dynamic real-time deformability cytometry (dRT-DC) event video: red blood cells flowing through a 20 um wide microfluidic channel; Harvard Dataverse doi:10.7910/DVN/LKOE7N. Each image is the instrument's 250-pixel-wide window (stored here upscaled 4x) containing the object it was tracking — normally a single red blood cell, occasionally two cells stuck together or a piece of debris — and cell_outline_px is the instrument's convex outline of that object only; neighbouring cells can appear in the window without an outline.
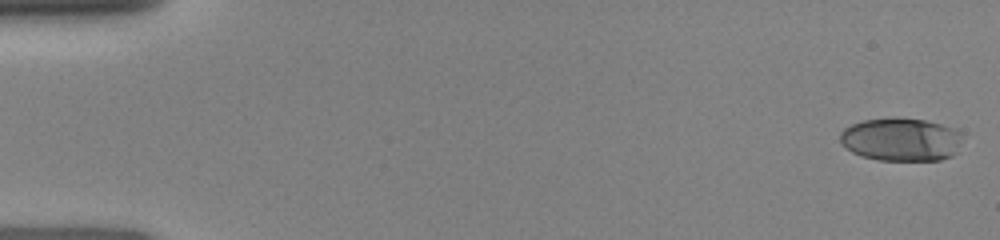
{"species": "human", "species_latin": "Homo sapiens", "temperature_condition": "room temperature", "stored_images_in_passage": 15, "camera_frame_rate_fps": 3000, "um_per_image_px": 0.085, "donor": {"sex": "female"}, "frame": {"image": 1, "passage_image": 1, "time_ms": 0.0, "image_size_px": [1000, 240], "cell_outline_px": [[960, 136], [956, 152], [952, 156], [940, 160], [880, 160], [860, 156], [844, 148], [840, 144], [840, 132], [844, 128], [852, 124], [864, 120], [888, 116], [892, 116], [924, 120], [956, 128], [960, 132]], "centroid_in_image_um": [76.53, 11.84], "position_along_channel_um": 8.5, "area_um2": 31.15}}
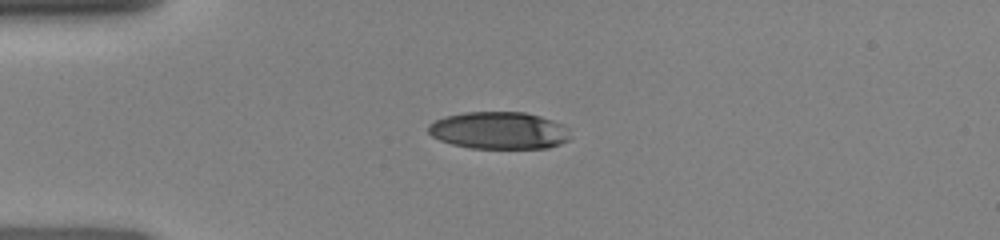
{"frame": {"image": 2, "passage_image": 12, "time_ms": 3.667, "image_size_px": [1000, 240], "cell_outline_px": [[568, 140], [560, 144], [548, 148], [472, 148], [452, 144], [440, 140], [432, 136], [428, 132], [428, 124], [444, 116], [464, 112], [524, 112], [540, 116], [552, 120], [568, 128]], "centroid_in_image_um": [42.39, 11.09], "position_along_channel_um": 42.6, "area_um2": 30.75}}